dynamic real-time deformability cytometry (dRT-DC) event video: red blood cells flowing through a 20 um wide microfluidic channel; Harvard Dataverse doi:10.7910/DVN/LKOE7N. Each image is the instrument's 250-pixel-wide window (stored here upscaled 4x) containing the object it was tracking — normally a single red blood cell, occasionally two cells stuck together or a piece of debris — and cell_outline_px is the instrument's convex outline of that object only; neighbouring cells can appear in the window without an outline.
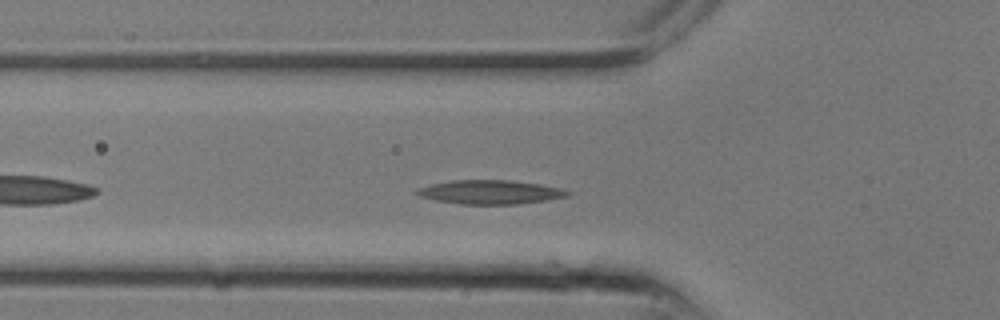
{"species": "common noctule bat (a hibernating species)", "species_latin": "Nyctalus noctula", "temperature_condition": "room temperature", "stored_images_in_passage": 8, "camera_frame_rate_fps": 3000, "um_per_image_px": 0.085, "animal": {"sex": "male", "body_mass_g": 13.3}, "frame": {"image": 1, "passage_image": 7, "time_ms": 2.0, "image_size_px": [1000, 320], "cell_outline_px": [[572, 192], [568, 196], [548, 200], [516, 204], [460, 204], [436, 200], [420, 196], [412, 192], [416, 188], [428, 184], [452, 180], [508, 180], [540, 184], [560, 188]], "centroid_in_image_um": [41.62, 16.32], "position_along_channel_um": 84.2, "area_um2": 21.15}}